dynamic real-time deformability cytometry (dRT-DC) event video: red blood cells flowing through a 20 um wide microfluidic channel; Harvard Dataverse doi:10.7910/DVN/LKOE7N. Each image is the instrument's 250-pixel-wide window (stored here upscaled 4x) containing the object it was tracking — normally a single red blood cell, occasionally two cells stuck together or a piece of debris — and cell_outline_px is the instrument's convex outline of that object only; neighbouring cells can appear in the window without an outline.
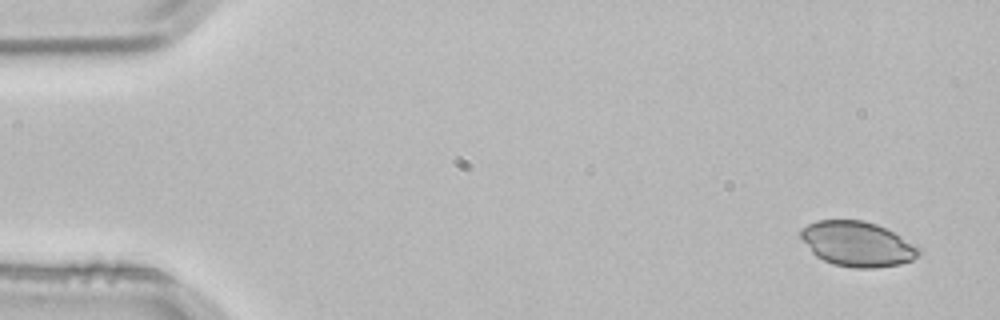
{"species": "common noctule bat (a hibernating species)", "species_latin": "Nyctalus noctula", "temperature_condition": "room temperature", "stored_images_in_passage": 3, "camera_frame_rate_fps": 3000, "um_per_image_px": 0.085, "animal": {"sex": "male", "body_mass_g": 21.5, "forearm_length_mm": 52.0}, "frame": {"image": 1, "passage_image": 1, "time_ms": 0.0, "image_size_px": [1000, 320], "cell_outline_px": [[920, 256], [912, 260], [900, 264], [876, 268], [856, 268], [832, 264], [816, 256], [812, 252], [800, 236], [800, 228], [816, 220], [864, 220], [876, 224], [892, 232], [920, 248]], "centroid_in_image_um": [72.86, 20.74], "position_along_channel_um": 12.1, "area_um2": 30.81}}